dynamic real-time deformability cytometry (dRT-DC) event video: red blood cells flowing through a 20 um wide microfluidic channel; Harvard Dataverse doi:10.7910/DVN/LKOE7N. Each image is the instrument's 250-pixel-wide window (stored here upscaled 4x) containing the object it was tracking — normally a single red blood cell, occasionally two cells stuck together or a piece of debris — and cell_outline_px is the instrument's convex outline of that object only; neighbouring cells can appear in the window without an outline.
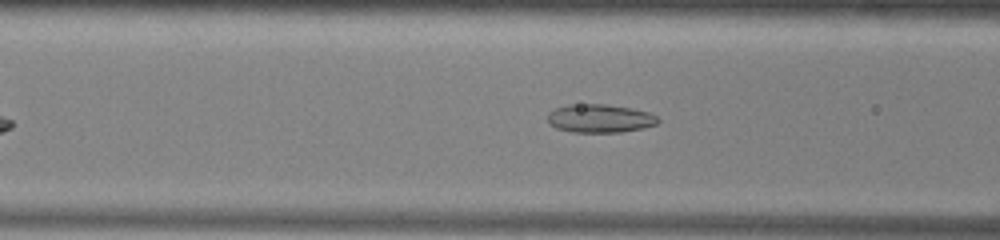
{"species": "common noctule bat (a hibernating species)", "species_latin": "Nyctalus noctula", "temperature_condition": "warm", "stored_images_in_passage": 44, "camera_frame_rate_fps": 3000, "um_per_image_px": 0.085, "animal": {"sex": "male", "body_mass_g": 13.0, "forearm_length_mm": 53.1}, "frame": {"image": 1, "passage_image": 12, "time_ms": 3.667, "image_size_px": [1000, 240], "cell_outline_px": [[660, 120], [656, 124], [644, 128], [620, 132], [572, 132], [556, 128], [548, 124], [548, 112], [556, 108], [568, 104], [608, 104], [632, 108], [648, 112], [656, 116]], "centroid_in_image_um": [50.97, 10.06], "position_along_channel_um": 115.6, "area_um2": 18.38}}
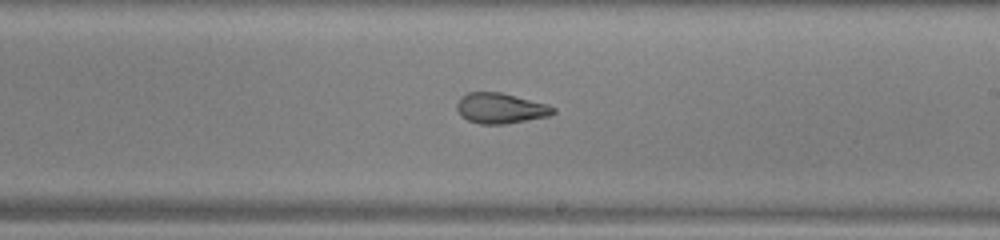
{"frame": {"image": 2, "passage_image": 22, "time_ms": 7.0, "image_size_px": [1000, 240], "cell_outline_px": [[556, 112], [548, 116], [504, 124], [480, 124], [468, 120], [460, 116], [456, 108], [456, 104], [460, 96], [468, 92], [500, 92], [548, 104], [556, 108]], "centroid_in_image_um": [42.52, 9.19], "position_along_channel_um": 246.5, "area_um2": 17.17}}
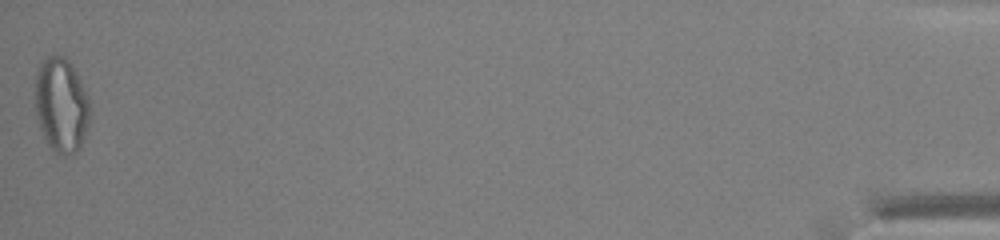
{"frame": {"image": 3, "passage_image": 44, "time_ms": 14.333, "image_size_px": [1000, 240], "cell_outline_px": [[88, 124], [84, 136], [76, 152], [68, 156], [64, 156], [56, 152], [48, 144], [40, 128], [36, 116], [36, 72], [40, 64], [48, 56], [64, 56], [68, 60], [76, 72], [88, 96]], "centroid_in_image_um": [5.19, 8.93], "position_along_channel_um": 430.0, "area_um2": 29.65}, "authors_computed_cell_mechanics": {"area_um2": 20.1433, "velocity_mm_per_s": 3.9383, "shape_relaxation_time_tau1_ms": null, "shape_relaxation_time_tau2_ms": 1.4483, "deformation_change_tau1": null, "deformation_change_tau2": 0.0769}}